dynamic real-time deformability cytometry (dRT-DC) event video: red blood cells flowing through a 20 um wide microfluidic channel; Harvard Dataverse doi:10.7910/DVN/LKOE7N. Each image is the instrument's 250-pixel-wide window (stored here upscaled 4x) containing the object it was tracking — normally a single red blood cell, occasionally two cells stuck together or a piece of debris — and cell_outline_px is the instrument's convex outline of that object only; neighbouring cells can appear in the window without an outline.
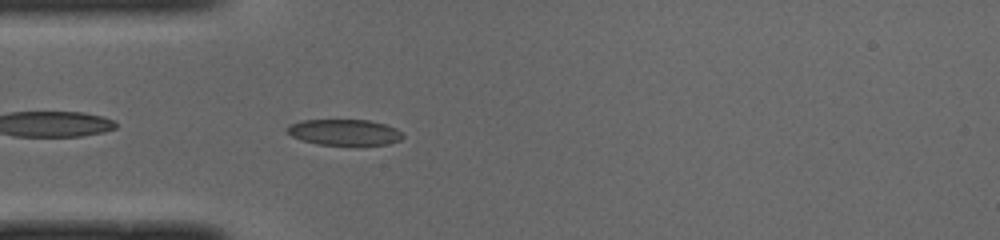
{"species": "common noctule bat (a hibernating species)", "species_latin": "Nyctalus noctula", "temperature_condition": "cold", "stored_images_in_passage": 40, "camera_frame_rate_fps": 3000, "um_per_image_px": 0.085, "animal": {"sex": "male", "body_mass_g": 19.0, "forearm_length_mm": 50.8}, "frame": {"image": 1, "passage_image": 4, "time_ms": 1.0, "image_size_px": [1000, 240], "cell_outline_px": [[404, 136], [400, 140], [388, 144], [356, 148], [316, 144], [300, 140], [292, 136], [284, 128], [288, 124], [304, 120], [368, 120], [384, 124], [396, 128]], "centroid_in_image_um": [29.27, 11.29], "position_along_channel_um": 55.7, "area_um2": 18.38}}
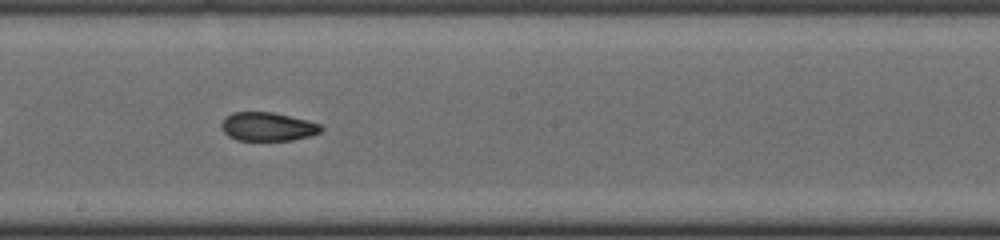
{"frame": {"image": 2, "passage_image": 17, "time_ms": 5.333, "image_size_px": [1000, 240], "cell_outline_px": [[324, 128], [320, 132], [312, 136], [292, 140], [236, 140], [228, 136], [224, 132], [220, 124], [224, 116], [232, 112], [272, 112], [320, 124]], "centroid_in_image_um": [22.72, 10.77], "position_along_channel_um": 225.5, "area_um2": 16.65}}
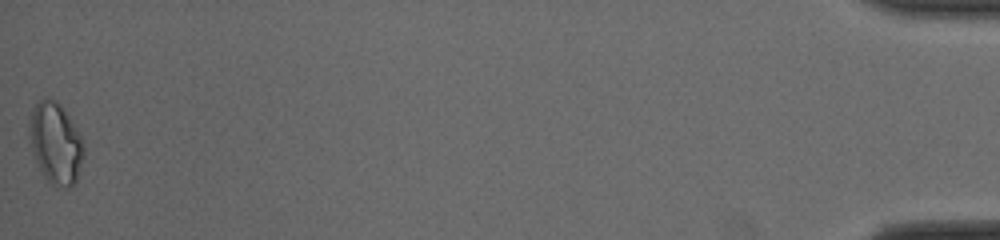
{"frame": {"image": 3, "passage_image": 40, "time_ms": 13.0, "image_size_px": [1000, 240], "cell_outline_px": [[84, 156], [76, 180], [68, 188], [56, 188], [44, 176], [36, 160], [32, 148], [28, 132], [28, 120], [36, 104], [40, 100], [48, 96], [52, 96], [60, 104], [80, 132], [84, 144]], "centroid_in_image_um": [4.74, 12.14], "position_along_channel_um": 430.5, "area_um2": 25.95}, "authors_computed_cell_mechanics": {"area_um2": 17.6579, "velocity_mm_per_s": 3.9904, "shape_relaxation_time_tau1_ms": null, "shape_relaxation_time_tau2_ms": 2.1973, "deformation_change_tau1": null, "deformation_change_tau2": 0.0678}}